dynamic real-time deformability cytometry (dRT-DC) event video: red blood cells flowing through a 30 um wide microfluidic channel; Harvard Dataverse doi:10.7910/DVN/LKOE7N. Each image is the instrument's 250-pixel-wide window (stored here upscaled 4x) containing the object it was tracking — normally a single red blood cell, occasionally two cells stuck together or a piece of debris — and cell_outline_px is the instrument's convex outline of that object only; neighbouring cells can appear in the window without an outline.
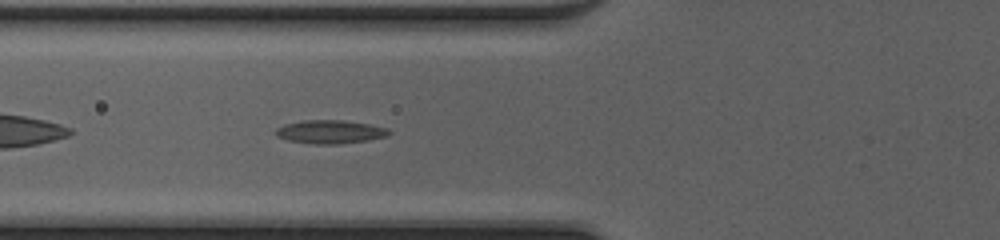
{"species": "common noctule bat (a hibernating species)", "species_latin": "Nyctalus noctula", "temperature_condition": "cold", "stored_images_in_passage": 34, "camera_frame_rate_fps": 3000, "um_per_image_px": 0.085, "animal": {"sex": "female", "body_mass_g": 20.0, "forearm_length_mm": 54.0}, "frame": {"image": 1, "passage_image": 4, "time_ms": 1.0, "image_size_px": [1000, 240], "cell_outline_px": [[392, 132], [388, 136], [368, 140], [336, 144], [316, 144], [288, 140], [276, 136], [276, 128], [284, 124], [304, 120], [344, 120], [368, 124], [388, 128]], "centroid_in_image_um": [28.08, 11.2], "position_along_channel_um": 97.7, "area_um2": 15.43}}
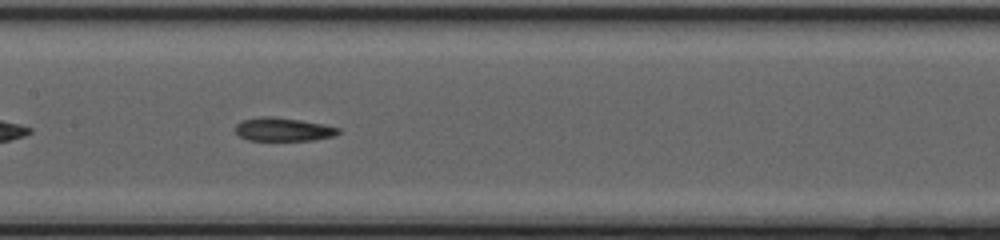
{"frame": {"image": 2, "passage_image": 10, "time_ms": 3.0, "image_size_px": [1000, 240], "cell_outline_px": [[340, 132], [336, 136], [312, 140], [248, 140], [240, 136], [236, 132], [236, 124], [240, 120], [260, 116], [272, 116], [300, 120], [324, 124], [340, 128]], "centroid_in_image_um": [24.08, 10.99], "position_along_channel_um": 183.3, "area_um2": 14.16}}
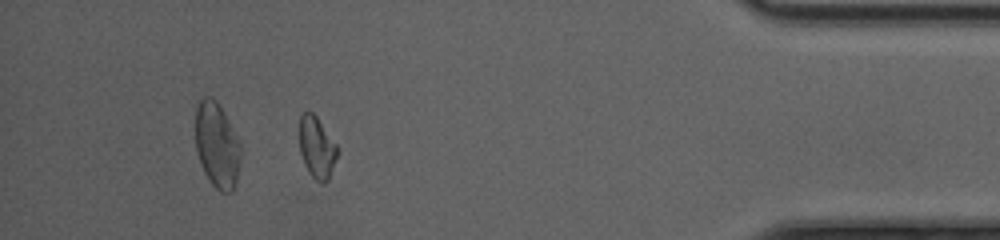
{"frame": {"image": 3, "passage_image": 29, "time_ms": 9.333, "image_size_px": [1000, 240], "cell_outline_px": [[340, 152], [328, 180], [324, 184], [320, 184], [308, 172], [304, 164], [300, 152], [300, 116], [304, 112], [312, 112], [316, 116], [340, 148]], "centroid_in_image_um": [26.97, 12.57], "position_along_channel_um": 408.2, "area_um2": 13.87}, "authors_computed_cell_mechanics": {"area_um2": 14.0454, "velocity_mm_per_s": 4.2539, "shape_relaxation_time_tau1_ms": null, "shape_relaxation_time_tau2_ms": 3.3188, "deformation_change_tau1": null, "deformation_change_tau2": 0.127}}